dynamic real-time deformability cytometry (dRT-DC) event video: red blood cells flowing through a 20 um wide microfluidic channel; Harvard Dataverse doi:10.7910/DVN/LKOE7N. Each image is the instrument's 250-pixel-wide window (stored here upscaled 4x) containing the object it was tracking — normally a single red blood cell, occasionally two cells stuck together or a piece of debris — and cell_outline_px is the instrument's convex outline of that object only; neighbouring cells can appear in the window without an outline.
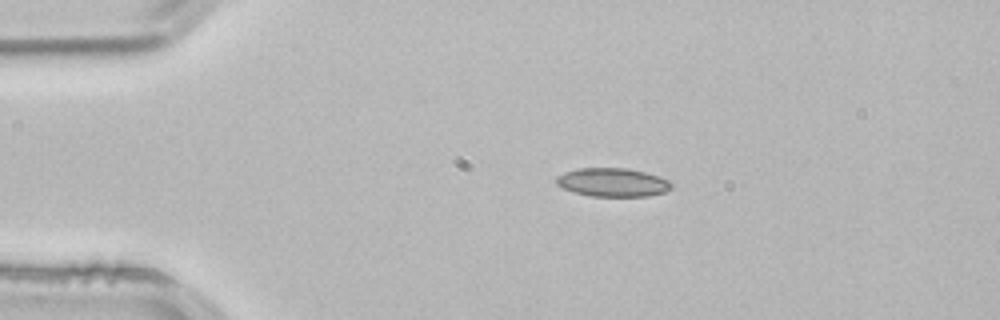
{"species": "common noctule bat (a hibernating species)", "species_latin": "Nyctalus noctula", "temperature_condition": "room temperature", "stored_images_in_passage": 43, "camera_frame_rate_fps": 3000, "um_per_image_px": 0.085, "animal": {"sex": "male", "body_mass_g": 21.5, "forearm_length_mm": 52.0}, "frame": {"image": 1, "passage_image": 1, "time_ms": 0.0, "image_size_px": [1000, 320], "cell_outline_px": [[672, 188], [664, 192], [648, 196], [592, 196], [572, 192], [556, 184], [556, 176], [564, 172], [576, 168], [628, 168], [660, 176], [668, 180], [672, 184]], "centroid_in_image_um": [52.06, 15.49], "position_along_channel_um": 32.9, "area_um2": 19.25}}
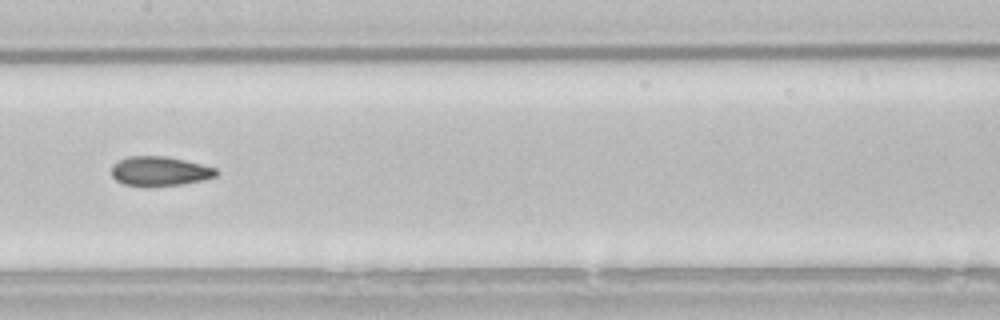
{"frame": {"image": 2, "passage_image": 17, "time_ms": 5.333, "image_size_px": [1000, 320], "cell_outline_px": [[216, 176], [204, 180], [180, 184], [124, 184], [116, 180], [112, 176], [112, 164], [116, 160], [128, 156], [168, 156], [216, 168]], "centroid_in_image_um": [13.55, 14.51], "position_along_channel_um": 193.8, "area_um2": 17.46}}
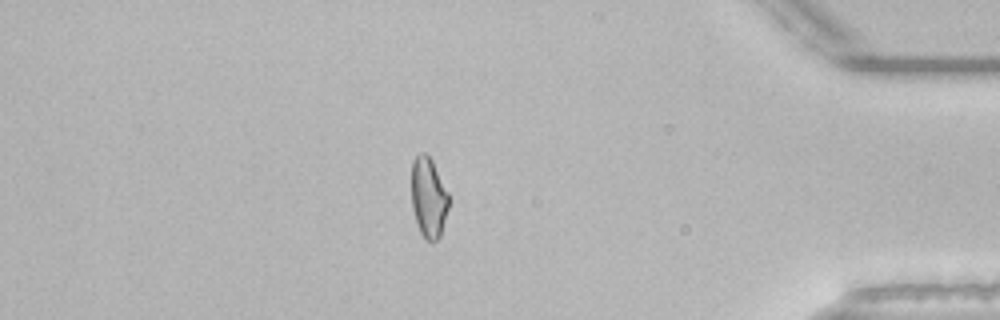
{"frame": {"image": 3, "passage_image": 36, "time_ms": 11.667, "image_size_px": [1000, 320], "cell_outline_px": [[448, 208], [440, 236], [436, 240], [428, 240], [420, 232], [412, 208], [412, 160], [420, 152], [424, 152], [432, 160], [448, 192]], "centroid_in_image_um": [36.42, 16.75], "position_along_channel_um": 398.8, "area_um2": 17.17}, "authors_computed_cell_mechanics": {"area_um2": 18.1492, "velocity_mm_per_s": 3.8425, "shape_relaxation_time_tau1_ms": null, "shape_relaxation_time_tau2_ms": 2.3923, "deformation_change_tau1": null, "deformation_change_tau2": 0.0878}}